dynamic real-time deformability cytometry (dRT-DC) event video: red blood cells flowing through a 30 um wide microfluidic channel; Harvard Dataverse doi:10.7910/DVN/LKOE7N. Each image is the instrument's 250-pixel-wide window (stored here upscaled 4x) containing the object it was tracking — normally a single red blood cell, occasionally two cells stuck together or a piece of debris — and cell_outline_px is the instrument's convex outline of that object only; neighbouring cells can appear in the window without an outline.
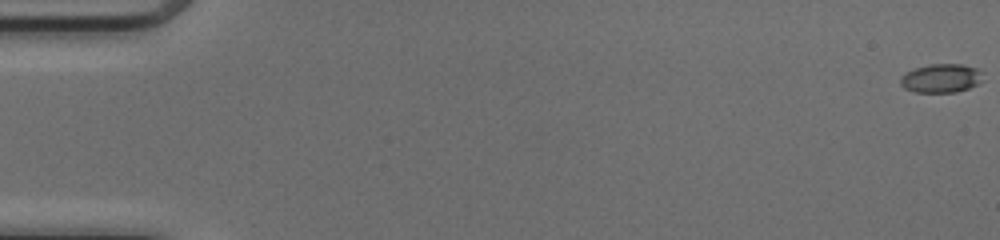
{"species": "common noctule bat (a hibernating species)", "species_latin": "Nyctalus noctula", "temperature_condition": "cold", "stored_images_in_passage": 52, "camera_frame_rate_fps": 3000, "um_per_image_px": 0.085, "animal": {"sex": "female", "body_mass_g": 17.0, "forearm_length_mm": 48.0}, "frame": {"image": 1, "passage_image": 1, "time_ms": 0.0, "image_size_px": [1000, 240], "cell_outline_px": [[984, 80], [968, 88], [956, 92], [916, 92], [904, 88], [900, 84], [900, 76], [912, 68], [928, 64], [960, 64], [976, 68], [980, 72]], "centroid_in_image_um": [79.95, 6.64], "position_along_channel_um": 5.0, "area_um2": 13.87}}
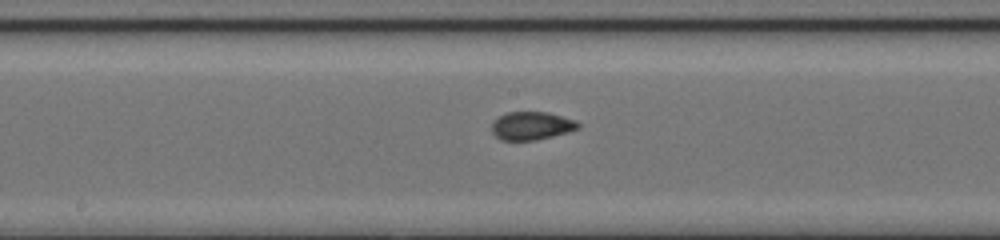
{"frame": {"image": 2, "passage_image": 28, "time_ms": 9.0, "image_size_px": [1000, 240], "cell_outline_px": [[580, 128], [568, 132], [536, 140], [500, 140], [492, 132], [492, 120], [508, 112], [548, 112], [576, 120], [580, 124]], "centroid_in_image_um": [45.19, 10.69], "position_along_channel_um": 203.0, "area_um2": 14.22}}
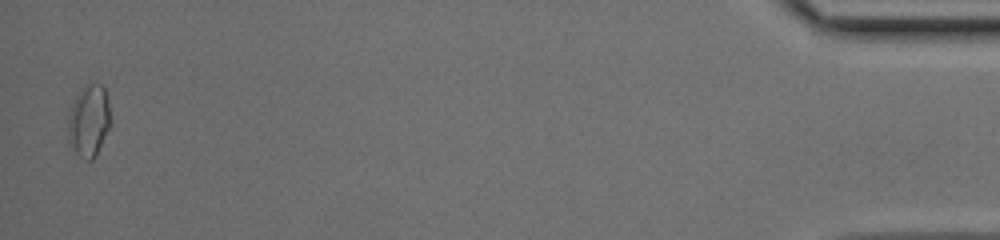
{"frame": {"image": 3, "passage_image": 51, "time_ms": 16.667, "image_size_px": [1000, 240], "cell_outline_px": [[112, 124], [92, 160], [84, 160], [68, 144], [68, 120], [72, 104], [76, 96], [84, 84], [100, 84], [104, 88], [112, 120]], "centroid_in_image_um": [7.56, 10.27], "position_along_channel_um": 427.6, "area_um2": 17.8}, "authors_computed_cell_mechanics": {"area_um2": 14.2188, "velocity_mm_per_s": 4.14, "shape_relaxation_time_tau1_ms": null, "shape_relaxation_time_tau2_ms": 0.9531, "deformation_change_tau1": null, "deformation_change_tau2": 0.0457}}